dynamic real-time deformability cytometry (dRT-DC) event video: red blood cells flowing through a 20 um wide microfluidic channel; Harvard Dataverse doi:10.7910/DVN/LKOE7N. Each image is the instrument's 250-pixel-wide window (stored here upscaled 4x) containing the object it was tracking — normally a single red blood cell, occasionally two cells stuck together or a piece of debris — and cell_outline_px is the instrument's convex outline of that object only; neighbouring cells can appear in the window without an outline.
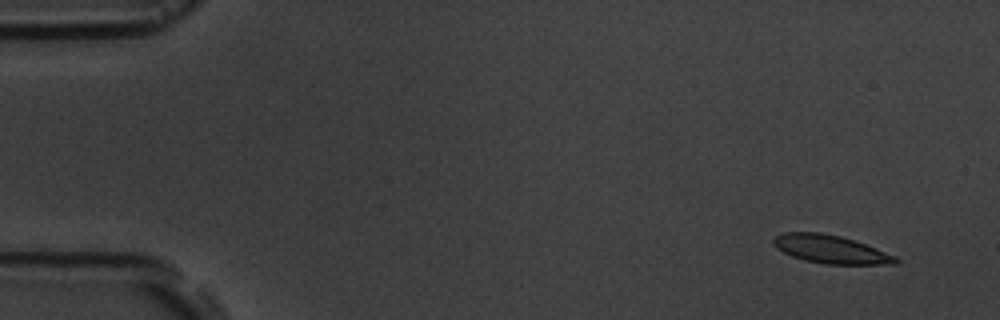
{"species": "common noctule bat (a hibernating species)", "species_latin": "Nyctalus noctula", "temperature_condition": "room temperature", "stored_images_in_passage": 4, "camera_frame_rate_fps": 3000, "um_per_image_px": 0.085, "animal": {"sex": "male", "body_mass_g": 19.5, "forearm_length_mm": 54.6}, "frame": {"image": 1, "passage_image": 1, "time_ms": 0.0, "image_size_px": [1000, 320], "cell_outline_px": [[900, 264], [828, 264], [804, 260], [792, 256], [776, 248], [772, 244], [772, 240], [776, 236], [784, 232], [820, 232], [840, 236], [876, 248], [896, 256], [900, 260]], "centroid_in_image_um": [70.6, 21.19], "position_along_channel_um": 14.4, "area_um2": 20.0}}